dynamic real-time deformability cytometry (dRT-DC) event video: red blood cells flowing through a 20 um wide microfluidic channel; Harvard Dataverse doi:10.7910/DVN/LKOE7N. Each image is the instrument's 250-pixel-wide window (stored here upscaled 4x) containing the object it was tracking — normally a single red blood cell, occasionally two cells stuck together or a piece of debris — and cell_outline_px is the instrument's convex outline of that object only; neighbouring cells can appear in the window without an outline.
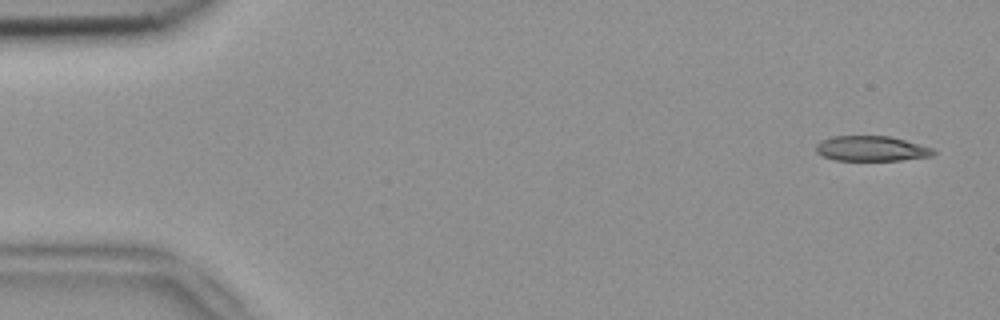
{"species": "common noctule bat (a hibernating species)", "species_latin": "Nyctalus noctula", "temperature_condition": "room temperature", "stored_images_in_passage": 4, "camera_frame_rate_fps": 3000, "um_per_image_px": 0.085, "animal": {"sex": "female", "body_mass_g": 18.4}, "frame": {"image": 1, "passage_image": 1, "time_ms": 0.0, "image_size_px": [1000, 320], "cell_outline_px": [[936, 152], [932, 156], [900, 160], [832, 160], [816, 152], [816, 144], [820, 140], [832, 136], [888, 136], [904, 140], [932, 148]], "centroid_in_image_um": [74.03, 12.63], "position_along_channel_um": 11.0, "area_um2": 17.11}}
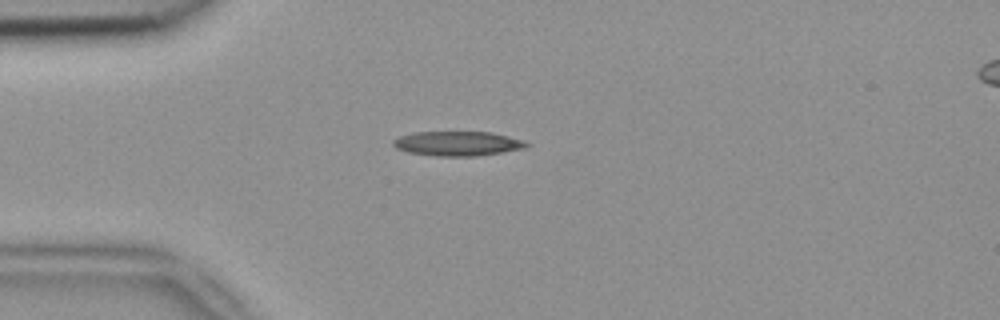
{"frame": {"image": 2, "passage_image": 4, "time_ms": 1.0, "image_size_px": [1000, 320], "cell_outline_px": [[528, 144], [524, 148], [476, 156], [436, 156], [408, 152], [396, 148], [392, 144], [392, 140], [400, 136], [412, 132], [492, 132], [524, 140]], "centroid_in_image_um": [38.85, 12.19], "position_along_channel_um": 46.1, "area_um2": 18.96}}